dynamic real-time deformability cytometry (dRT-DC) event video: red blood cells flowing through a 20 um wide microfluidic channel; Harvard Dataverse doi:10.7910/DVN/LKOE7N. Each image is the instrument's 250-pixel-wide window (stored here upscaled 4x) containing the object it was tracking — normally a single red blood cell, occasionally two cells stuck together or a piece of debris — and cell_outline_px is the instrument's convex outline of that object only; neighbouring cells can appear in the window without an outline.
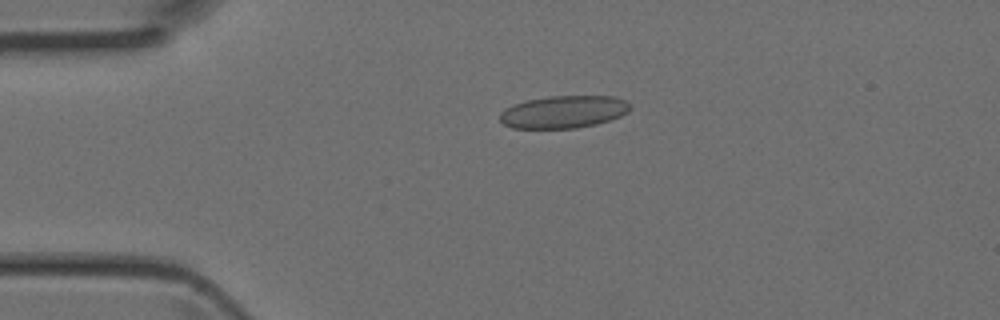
{"species": "Egyptian fruit bat (a non-hibernating species)", "species_latin": "Rousettus aegyptiacus", "temperature_condition": "room temperature", "stored_images_in_passage": 6, "camera_frame_rate_fps": 3000, "um_per_image_px": 0.085, "animal": {"sex": "female"}, "frame": {"image": 1, "passage_image": 3, "time_ms": 0.667, "image_size_px": [1000, 320], "cell_outline_px": [[632, 108], [628, 112], [620, 116], [596, 124], [576, 128], [512, 128], [504, 124], [500, 120], [500, 112], [504, 108], [512, 104], [524, 100], [548, 96], [612, 96], [624, 100], [632, 104]], "centroid_in_image_um": [47.89, 9.5], "position_along_channel_um": 37.1, "area_um2": 24.85}}
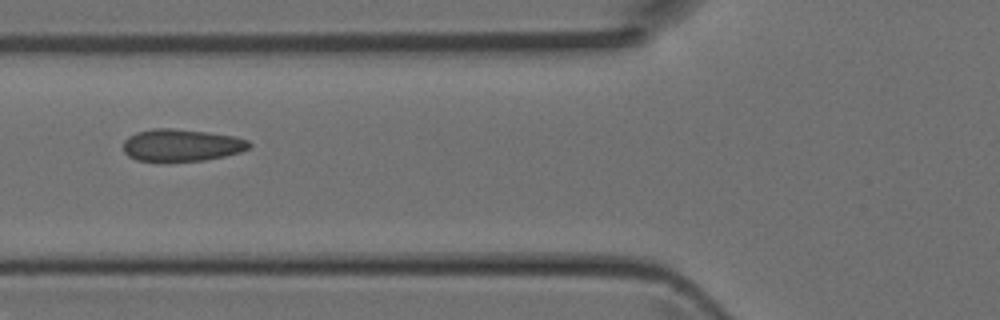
{"frame": {"image": 2, "passage_image": 5, "time_ms": 1.333, "image_size_px": [1000, 320], "cell_outline_px": [[252, 144], [248, 148], [240, 152], [224, 156], [204, 160], [136, 160], [128, 156], [124, 152], [124, 140], [128, 136], [136, 132], [152, 128], [172, 128], [208, 132], [236, 136], [248, 140]], "centroid_in_image_um": [15.43, 12.31], "position_along_channel_um": 110.4, "area_um2": 23.47}}
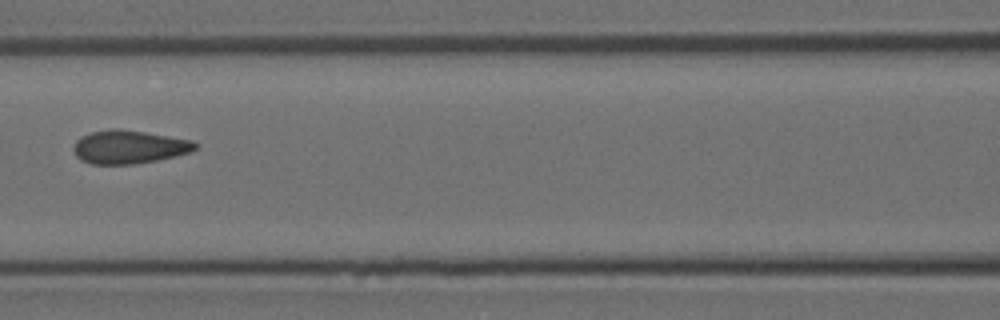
{"frame": {"image": 3, "passage_image": 6, "time_ms": 1.667, "image_size_px": [1000, 320], "cell_outline_px": [[196, 148], [188, 152], [176, 156], [156, 160], [132, 164], [92, 164], [80, 160], [76, 156], [72, 148], [76, 140], [92, 132], [112, 128], [116, 128], [144, 132], [192, 140], [196, 144]], "centroid_in_image_um": [10.93, 12.49], "position_along_channel_um": 155.7, "area_um2": 23.41}}